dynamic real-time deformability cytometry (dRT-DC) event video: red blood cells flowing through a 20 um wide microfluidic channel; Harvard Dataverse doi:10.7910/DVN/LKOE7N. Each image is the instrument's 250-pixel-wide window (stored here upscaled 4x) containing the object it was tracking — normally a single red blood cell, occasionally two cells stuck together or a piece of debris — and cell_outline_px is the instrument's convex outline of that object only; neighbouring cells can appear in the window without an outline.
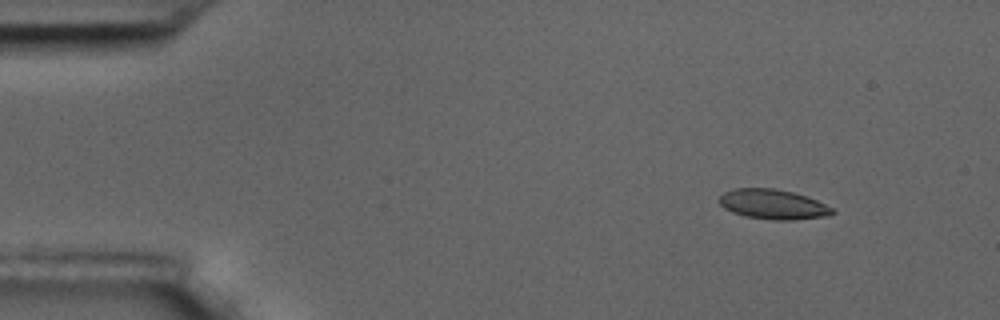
{"species": "common noctule bat (a hibernating species)", "species_latin": "Nyctalus noctula", "temperature_condition": "room temperature", "stored_images_in_passage": 4, "camera_frame_rate_fps": 3000, "um_per_image_px": 0.085, "animal": {"sex": "male", "body_mass_g": 17.5, "forearm_length_mm": 52.3}, "frame": {"image": 1, "passage_image": 2, "time_ms": 0.333, "image_size_px": [1000, 320], "cell_outline_px": [[836, 212], [832, 216], [796, 220], [772, 220], [744, 216], [732, 212], [724, 208], [716, 200], [724, 192], [736, 188], [776, 188], [792, 192], [816, 200], [832, 208]], "centroid_in_image_um": [65.7, 17.38], "position_along_channel_um": 19.3, "area_um2": 19.88}}
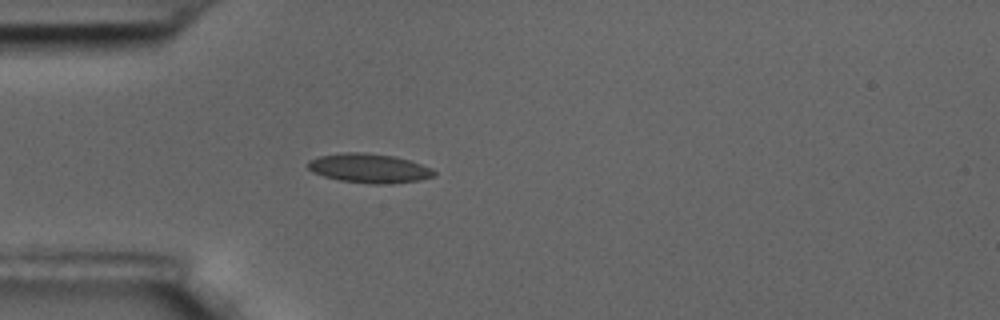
{"frame": {"image": 2, "passage_image": 4, "time_ms": 1.0, "image_size_px": [1000, 320], "cell_outline_px": [[436, 176], [420, 180], [392, 184], [372, 184], [340, 180], [324, 176], [312, 172], [308, 168], [308, 160], [320, 156], [344, 152], [364, 152], [396, 156], [432, 168], [436, 172]], "centroid_in_image_um": [31.4, 14.3], "position_along_channel_um": 53.6, "area_um2": 21.62}}